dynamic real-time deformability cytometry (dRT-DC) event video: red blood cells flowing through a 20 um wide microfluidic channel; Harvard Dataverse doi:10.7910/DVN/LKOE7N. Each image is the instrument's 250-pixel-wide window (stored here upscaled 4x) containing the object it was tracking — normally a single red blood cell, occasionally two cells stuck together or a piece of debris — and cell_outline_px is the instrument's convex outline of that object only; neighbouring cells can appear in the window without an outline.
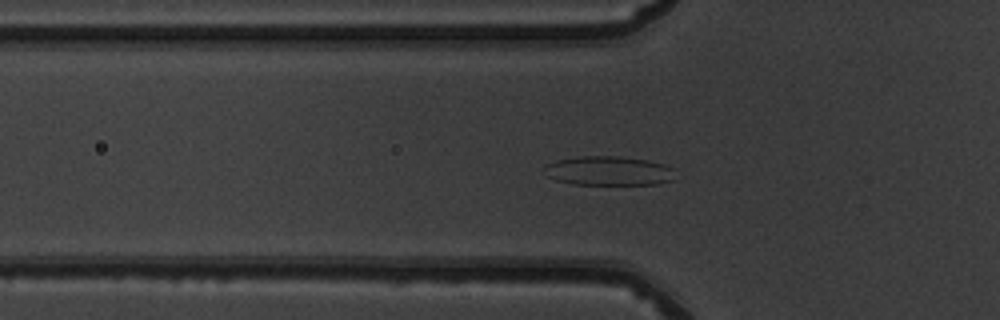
{"species": "common noctule bat (a hibernating species)", "species_latin": "Nyctalus noctula", "temperature_condition": "warm", "stored_images_in_passage": 52, "camera_frame_rate_fps": 3000, "um_per_image_px": 0.085, "animal": {"sex": "male", "body_mass_g": 19.5, "forearm_length_mm": 54.6}, "frame": {"image": 1, "passage_image": 17, "time_ms": 5.333, "image_size_px": [1000, 320], "cell_outline_px": [[676, 180], [656, 184], [572, 184], [556, 180], [548, 176], [548, 164], [556, 160], [580, 156], [620, 156], [648, 160], [664, 164], [672, 168]], "centroid_in_image_um": [51.82, 14.52], "position_along_channel_um": 74.0, "area_um2": 22.14}}
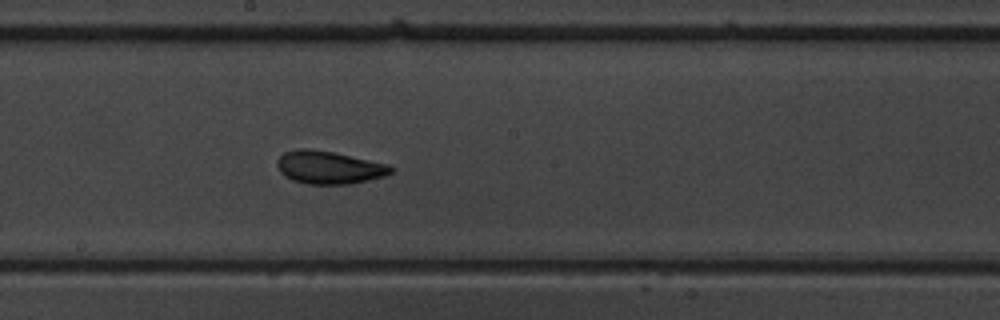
{"frame": {"image": 2, "passage_image": 28, "time_ms": 9.0, "image_size_px": [1000, 320], "cell_outline_px": [[396, 168], [392, 172], [384, 176], [352, 184], [308, 184], [292, 180], [284, 176], [280, 172], [276, 164], [276, 160], [284, 152], [296, 148], [308, 148], [336, 152], [388, 164]], "centroid_in_image_um": [27.96, 14.22], "position_along_channel_um": 220.2, "area_um2": 22.14}}
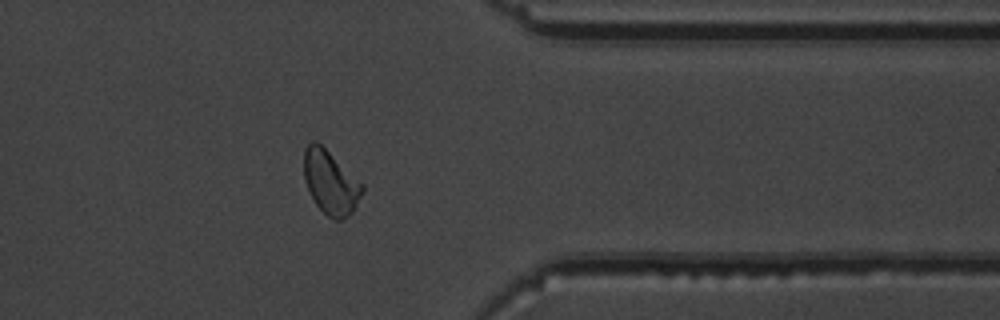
{"frame": {"image": 3, "passage_image": 41, "time_ms": 13.333, "image_size_px": [1000, 320], "cell_outline_px": [[364, 192], [352, 212], [348, 216], [340, 220], [332, 220], [316, 204], [304, 180], [304, 148], [312, 140], [316, 140], [364, 184]], "centroid_in_image_um": [28.11, 15.5], "position_along_channel_um": 383.3, "area_um2": 21.62}, "authors_computed_cell_mechanics": {"area_um2": 21.7617, "velocity_mm_per_s": 3.9832, "shape_relaxation_time_tau1_ms": 4.145, "shape_relaxation_time_tau2_ms": 1.5339, "deformation_change_tau1": 0.1121, "deformation_change_tau2": 0.0681}}